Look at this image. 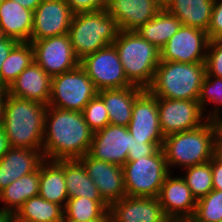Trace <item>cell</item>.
<instances>
[{
    "label": "cell",
    "instance_id": "6da1fadb",
    "mask_svg": "<svg viewBox=\"0 0 222 222\" xmlns=\"http://www.w3.org/2000/svg\"><path fill=\"white\" fill-rule=\"evenodd\" d=\"M93 132L82 112L47 106L42 155L46 160L80 159L90 149Z\"/></svg>",
    "mask_w": 222,
    "mask_h": 222
},
{
    "label": "cell",
    "instance_id": "7a4b0ae2",
    "mask_svg": "<svg viewBox=\"0 0 222 222\" xmlns=\"http://www.w3.org/2000/svg\"><path fill=\"white\" fill-rule=\"evenodd\" d=\"M221 135L222 122L207 120L195 129L165 136L162 150L168 169L210 161L220 151Z\"/></svg>",
    "mask_w": 222,
    "mask_h": 222
},
{
    "label": "cell",
    "instance_id": "3957f363",
    "mask_svg": "<svg viewBox=\"0 0 222 222\" xmlns=\"http://www.w3.org/2000/svg\"><path fill=\"white\" fill-rule=\"evenodd\" d=\"M47 105L5 92L2 127L10 147L42 149Z\"/></svg>",
    "mask_w": 222,
    "mask_h": 222
},
{
    "label": "cell",
    "instance_id": "277c9868",
    "mask_svg": "<svg viewBox=\"0 0 222 222\" xmlns=\"http://www.w3.org/2000/svg\"><path fill=\"white\" fill-rule=\"evenodd\" d=\"M205 75V62L160 61L147 89L157 98L198 100Z\"/></svg>",
    "mask_w": 222,
    "mask_h": 222
},
{
    "label": "cell",
    "instance_id": "5b68a950",
    "mask_svg": "<svg viewBox=\"0 0 222 222\" xmlns=\"http://www.w3.org/2000/svg\"><path fill=\"white\" fill-rule=\"evenodd\" d=\"M113 45L118 51L127 79L133 85L147 89L160 63V50L136 31L120 30Z\"/></svg>",
    "mask_w": 222,
    "mask_h": 222
},
{
    "label": "cell",
    "instance_id": "8992f818",
    "mask_svg": "<svg viewBox=\"0 0 222 222\" xmlns=\"http://www.w3.org/2000/svg\"><path fill=\"white\" fill-rule=\"evenodd\" d=\"M119 31L116 20L100 10L74 14L68 35L75 55L81 60L112 45Z\"/></svg>",
    "mask_w": 222,
    "mask_h": 222
},
{
    "label": "cell",
    "instance_id": "52a82bcc",
    "mask_svg": "<svg viewBox=\"0 0 222 222\" xmlns=\"http://www.w3.org/2000/svg\"><path fill=\"white\" fill-rule=\"evenodd\" d=\"M126 196L158 197L166 176L171 172L160 148L154 155L127 161L123 166Z\"/></svg>",
    "mask_w": 222,
    "mask_h": 222
},
{
    "label": "cell",
    "instance_id": "ba28073f",
    "mask_svg": "<svg viewBox=\"0 0 222 222\" xmlns=\"http://www.w3.org/2000/svg\"><path fill=\"white\" fill-rule=\"evenodd\" d=\"M98 90L85 70L75 69L51 78V95L47 106L82 112Z\"/></svg>",
    "mask_w": 222,
    "mask_h": 222
},
{
    "label": "cell",
    "instance_id": "9c48e42d",
    "mask_svg": "<svg viewBox=\"0 0 222 222\" xmlns=\"http://www.w3.org/2000/svg\"><path fill=\"white\" fill-rule=\"evenodd\" d=\"M80 66L98 91L133 86L127 79L115 46L97 50L80 60Z\"/></svg>",
    "mask_w": 222,
    "mask_h": 222
},
{
    "label": "cell",
    "instance_id": "30bf717a",
    "mask_svg": "<svg viewBox=\"0 0 222 222\" xmlns=\"http://www.w3.org/2000/svg\"><path fill=\"white\" fill-rule=\"evenodd\" d=\"M34 62L52 77L71 71L80 65L68 33L30 42Z\"/></svg>",
    "mask_w": 222,
    "mask_h": 222
},
{
    "label": "cell",
    "instance_id": "8fae6325",
    "mask_svg": "<svg viewBox=\"0 0 222 222\" xmlns=\"http://www.w3.org/2000/svg\"><path fill=\"white\" fill-rule=\"evenodd\" d=\"M158 113L164 136L195 129L208 120L198 100L158 98Z\"/></svg>",
    "mask_w": 222,
    "mask_h": 222
},
{
    "label": "cell",
    "instance_id": "7c38bea8",
    "mask_svg": "<svg viewBox=\"0 0 222 222\" xmlns=\"http://www.w3.org/2000/svg\"><path fill=\"white\" fill-rule=\"evenodd\" d=\"M209 36L206 31L184 26L160 50V61L205 62Z\"/></svg>",
    "mask_w": 222,
    "mask_h": 222
},
{
    "label": "cell",
    "instance_id": "4fadbf2b",
    "mask_svg": "<svg viewBox=\"0 0 222 222\" xmlns=\"http://www.w3.org/2000/svg\"><path fill=\"white\" fill-rule=\"evenodd\" d=\"M73 15L66 0H42L33 12L29 42L67 34Z\"/></svg>",
    "mask_w": 222,
    "mask_h": 222
},
{
    "label": "cell",
    "instance_id": "5bb4252c",
    "mask_svg": "<svg viewBox=\"0 0 222 222\" xmlns=\"http://www.w3.org/2000/svg\"><path fill=\"white\" fill-rule=\"evenodd\" d=\"M128 130L134 139L163 143L165 136L161 131L158 98L144 89L135 99Z\"/></svg>",
    "mask_w": 222,
    "mask_h": 222
},
{
    "label": "cell",
    "instance_id": "9a60e30c",
    "mask_svg": "<svg viewBox=\"0 0 222 222\" xmlns=\"http://www.w3.org/2000/svg\"><path fill=\"white\" fill-rule=\"evenodd\" d=\"M130 150L131 134L128 127L108 124L93 133L88 154L97 160L123 166Z\"/></svg>",
    "mask_w": 222,
    "mask_h": 222
},
{
    "label": "cell",
    "instance_id": "2e32d148",
    "mask_svg": "<svg viewBox=\"0 0 222 222\" xmlns=\"http://www.w3.org/2000/svg\"><path fill=\"white\" fill-rule=\"evenodd\" d=\"M78 160L108 205L126 197L122 166L97 160L88 153Z\"/></svg>",
    "mask_w": 222,
    "mask_h": 222
},
{
    "label": "cell",
    "instance_id": "e0dca14e",
    "mask_svg": "<svg viewBox=\"0 0 222 222\" xmlns=\"http://www.w3.org/2000/svg\"><path fill=\"white\" fill-rule=\"evenodd\" d=\"M162 8L156 0H105L103 11L116 20L119 30L136 31Z\"/></svg>",
    "mask_w": 222,
    "mask_h": 222
},
{
    "label": "cell",
    "instance_id": "ac0fdd59",
    "mask_svg": "<svg viewBox=\"0 0 222 222\" xmlns=\"http://www.w3.org/2000/svg\"><path fill=\"white\" fill-rule=\"evenodd\" d=\"M110 222H164L158 197H129L109 205Z\"/></svg>",
    "mask_w": 222,
    "mask_h": 222
},
{
    "label": "cell",
    "instance_id": "d6986e66",
    "mask_svg": "<svg viewBox=\"0 0 222 222\" xmlns=\"http://www.w3.org/2000/svg\"><path fill=\"white\" fill-rule=\"evenodd\" d=\"M171 173L166 176L158 195L163 212L167 218L191 219L197 200L182 176L172 177Z\"/></svg>",
    "mask_w": 222,
    "mask_h": 222
},
{
    "label": "cell",
    "instance_id": "ffe728a7",
    "mask_svg": "<svg viewBox=\"0 0 222 222\" xmlns=\"http://www.w3.org/2000/svg\"><path fill=\"white\" fill-rule=\"evenodd\" d=\"M5 91L13 97L48 105L51 95V76L33 62Z\"/></svg>",
    "mask_w": 222,
    "mask_h": 222
},
{
    "label": "cell",
    "instance_id": "44dd1931",
    "mask_svg": "<svg viewBox=\"0 0 222 222\" xmlns=\"http://www.w3.org/2000/svg\"><path fill=\"white\" fill-rule=\"evenodd\" d=\"M43 160L42 149L11 147L0 159V192L20 177L34 172Z\"/></svg>",
    "mask_w": 222,
    "mask_h": 222
},
{
    "label": "cell",
    "instance_id": "7402d4cb",
    "mask_svg": "<svg viewBox=\"0 0 222 222\" xmlns=\"http://www.w3.org/2000/svg\"><path fill=\"white\" fill-rule=\"evenodd\" d=\"M33 26V11L14 0H4L0 5V27L6 37L18 42H29Z\"/></svg>",
    "mask_w": 222,
    "mask_h": 222
},
{
    "label": "cell",
    "instance_id": "603a6c76",
    "mask_svg": "<svg viewBox=\"0 0 222 222\" xmlns=\"http://www.w3.org/2000/svg\"><path fill=\"white\" fill-rule=\"evenodd\" d=\"M144 89L133 85L127 88L98 91L108 111L110 124L128 127L136 97Z\"/></svg>",
    "mask_w": 222,
    "mask_h": 222
},
{
    "label": "cell",
    "instance_id": "cb8c5ba5",
    "mask_svg": "<svg viewBox=\"0 0 222 222\" xmlns=\"http://www.w3.org/2000/svg\"><path fill=\"white\" fill-rule=\"evenodd\" d=\"M39 196L65 208L69 197L64 178V160L44 159L40 163Z\"/></svg>",
    "mask_w": 222,
    "mask_h": 222
},
{
    "label": "cell",
    "instance_id": "d4e9b609",
    "mask_svg": "<svg viewBox=\"0 0 222 222\" xmlns=\"http://www.w3.org/2000/svg\"><path fill=\"white\" fill-rule=\"evenodd\" d=\"M215 0H169L164 8L184 26L208 30Z\"/></svg>",
    "mask_w": 222,
    "mask_h": 222
},
{
    "label": "cell",
    "instance_id": "484cf974",
    "mask_svg": "<svg viewBox=\"0 0 222 222\" xmlns=\"http://www.w3.org/2000/svg\"><path fill=\"white\" fill-rule=\"evenodd\" d=\"M40 165L32 173L20 177L0 192V209L16 213L23 203L39 195ZM5 204V205H4Z\"/></svg>",
    "mask_w": 222,
    "mask_h": 222
},
{
    "label": "cell",
    "instance_id": "4316f807",
    "mask_svg": "<svg viewBox=\"0 0 222 222\" xmlns=\"http://www.w3.org/2000/svg\"><path fill=\"white\" fill-rule=\"evenodd\" d=\"M182 22L164 7L136 32L159 50L181 28Z\"/></svg>",
    "mask_w": 222,
    "mask_h": 222
},
{
    "label": "cell",
    "instance_id": "83f0119b",
    "mask_svg": "<svg viewBox=\"0 0 222 222\" xmlns=\"http://www.w3.org/2000/svg\"><path fill=\"white\" fill-rule=\"evenodd\" d=\"M64 178L69 198L85 197L90 200L104 201L97 186L78 159L64 160Z\"/></svg>",
    "mask_w": 222,
    "mask_h": 222
},
{
    "label": "cell",
    "instance_id": "f1b7e54d",
    "mask_svg": "<svg viewBox=\"0 0 222 222\" xmlns=\"http://www.w3.org/2000/svg\"><path fill=\"white\" fill-rule=\"evenodd\" d=\"M34 62V52L30 42H18L3 62L0 73V89L6 90L12 82Z\"/></svg>",
    "mask_w": 222,
    "mask_h": 222
},
{
    "label": "cell",
    "instance_id": "f546056e",
    "mask_svg": "<svg viewBox=\"0 0 222 222\" xmlns=\"http://www.w3.org/2000/svg\"><path fill=\"white\" fill-rule=\"evenodd\" d=\"M16 214L31 222H61L64 208L38 195L26 200Z\"/></svg>",
    "mask_w": 222,
    "mask_h": 222
},
{
    "label": "cell",
    "instance_id": "4dcf8cb0",
    "mask_svg": "<svg viewBox=\"0 0 222 222\" xmlns=\"http://www.w3.org/2000/svg\"><path fill=\"white\" fill-rule=\"evenodd\" d=\"M109 208L105 201H95L83 197L69 198L64 208L68 219L90 221L100 218Z\"/></svg>",
    "mask_w": 222,
    "mask_h": 222
},
{
    "label": "cell",
    "instance_id": "1f68e13d",
    "mask_svg": "<svg viewBox=\"0 0 222 222\" xmlns=\"http://www.w3.org/2000/svg\"><path fill=\"white\" fill-rule=\"evenodd\" d=\"M198 102L205 114L207 105L214 103L215 108L209 110V114L205 115L208 120L222 122L220 107L222 106V78L205 75ZM206 105V106H205ZM220 106V107H219Z\"/></svg>",
    "mask_w": 222,
    "mask_h": 222
},
{
    "label": "cell",
    "instance_id": "d6a6232c",
    "mask_svg": "<svg viewBox=\"0 0 222 222\" xmlns=\"http://www.w3.org/2000/svg\"><path fill=\"white\" fill-rule=\"evenodd\" d=\"M185 172L182 178L197 201L213 190L211 160L187 167Z\"/></svg>",
    "mask_w": 222,
    "mask_h": 222
},
{
    "label": "cell",
    "instance_id": "836d02e7",
    "mask_svg": "<svg viewBox=\"0 0 222 222\" xmlns=\"http://www.w3.org/2000/svg\"><path fill=\"white\" fill-rule=\"evenodd\" d=\"M192 222L222 221V190L213 189L197 201Z\"/></svg>",
    "mask_w": 222,
    "mask_h": 222
},
{
    "label": "cell",
    "instance_id": "e575fe53",
    "mask_svg": "<svg viewBox=\"0 0 222 222\" xmlns=\"http://www.w3.org/2000/svg\"><path fill=\"white\" fill-rule=\"evenodd\" d=\"M82 114L93 133L102 130L110 124L108 111L103 100L98 95L86 104Z\"/></svg>",
    "mask_w": 222,
    "mask_h": 222
},
{
    "label": "cell",
    "instance_id": "d590c367",
    "mask_svg": "<svg viewBox=\"0 0 222 222\" xmlns=\"http://www.w3.org/2000/svg\"><path fill=\"white\" fill-rule=\"evenodd\" d=\"M206 75L222 78V40H210L205 59Z\"/></svg>",
    "mask_w": 222,
    "mask_h": 222
},
{
    "label": "cell",
    "instance_id": "8d00e7d4",
    "mask_svg": "<svg viewBox=\"0 0 222 222\" xmlns=\"http://www.w3.org/2000/svg\"><path fill=\"white\" fill-rule=\"evenodd\" d=\"M163 143H152L150 140L134 139L131 135V150L128 152L127 161L138 160V158L154 155Z\"/></svg>",
    "mask_w": 222,
    "mask_h": 222
},
{
    "label": "cell",
    "instance_id": "74e56055",
    "mask_svg": "<svg viewBox=\"0 0 222 222\" xmlns=\"http://www.w3.org/2000/svg\"><path fill=\"white\" fill-rule=\"evenodd\" d=\"M209 40H222V0H215L207 30Z\"/></svg>",
    "mask_w": 222,
    "mask_h": 222
},
{
    "label": "cell",
    "instance_id": "f35d334b",
    "mask_svg": "<svg viewBox=\"0 0 222 222\" xmlns=\"http://www.w3.org/2000/svg\"><path fill=\"white\" fill-rule=\"evenodd\" d=\"M73 14L103 10L105 0H66Z\"/></svg>",
    "mask_w": 222,
    "mask_h": 222
},
{
    "label": "cell",
    "instance_id": "ab89813d",
    "mask_svg": "<svg viewBox=\"0 0 222 222\" xmlns=\"http://www.w3.org/2000/svg\"><path fill=\"white\" fill-rule=\"evenodd\" d=\"M213 189L222 190V152L211 159Z\"/></svg>",
    "mask_w": 222,
    "mask_h": 222
},
{
    "label": "cell",
    "instance_id": "60d3db41",
    "mask_svg": "<svg viewBox=\"0 0 222 222\" xmlns=\"http://www.w3.org/2000/svg\"><path fill=\"white\" fill-rule=\"evenodd\" d=\"M17 43V40L10 37H5L0 41V73L3 62L7 59L10 51Z\"/></svg>",
    "mask_w": 222,
    "mask_h": 222
},
{
    "label": "cell",
    "instance_id": "b9f144b4",
    "mask_svg": "<svg viewBox=\"0 0 222 222\" xmlns=\"http://www.w3.org/2000/svg\"><path fill=\"white\" fill-rule=\"evenodd\" d=\"M8 137L6 136L4 128L0 127V159L10 149Z\"/></svg>",
    "mask_w": 222,
    "mask_h": 222
},
{
    "label": "cell",
    "instance_id": "7bdbcfd3",
    "mask_svg": "<svg viewBox=\"0 0 222 222\" xmlns=\"http://www.w3.org/2000/svg\"><path fill=\"white\" fill-rule=\"evenodd\" d=\"M61 222H84V221H77V220H73V219H68L64 215ZM86 222H110L109 210H107L100 218L93 219V220L86 221Z\"/></svg>",
    "mask_w": 222,
    "mask_h": 222
},
{
    "label": "cell",
    "instance_id": "ee69618b",
    "mask_svg": "<svg viewBox=\"0 0 222 222\" xmlns=\"http://www.w3.org/2000/svg\"><path fill=\"white\" fill-rule=\"evenodd\" d=\"M14 1L21 4L24 8L34 12V10L37 8V6L41 3L42 0H14Z\"/></svg>",
    "mask_w": 222,
    "mask_h": 222
},
{
    "label": "cell",
    "instance_id": "f6af8a7d",
    "mask_svg": "<svg viewBox=\"0 0 222 222\" xmlns=\"http://www.w3.org/2000/svg\"><path fill=\"white\" fill-rule=\"evenodd\" d=\"M12 213L13 212L0 209V222H12Z\"/></svg>",
    "mask_w": 222,
    "mask_h": 222
},
{
    "label": "cell",
    "instance_id": "bcb514c9",
    "mask_svg": "<svg viewBox=\"0 0 222 222\" xmlns=\"http://www.w3.org/2000/svg\"><path fill=\"white\" fill-rule=\"evenodd\" d=\"M5 90L0 89V127L2 126V121H3V100L5 96Z\"/></svg>",
    "mask_w": 222,
    "mask_h": 222
},
{
    "label": "cell",
    "instance_id": "7dc6e473",
    "mask_svg": "<svg viewBox=\"0 0 222 222\" xmlns=\"http://www.w3.org/2000/svg\"><path fill=\"white\" fill-rule=\"evenodd\" d=\"M164 222H192V220L184 218H167Z\"/></svg>",
    "mask_w": 222,
    "mask_h": 222
},
{
    "label": "cell",
    "instance_id": "c3c4849f",
    "mask_svg": "<svg viewBox=\"0 0 222 222\" xmlns=\"http://www.w3.org/2000/svg\"><path fill=\"white\" fill-rule=\"evenodd\" d=\"M12 222H31V221L21 218L16 213H12Z\"/></svg>",
    "mask_w": 222,
    "mask_h": 222
},
{
    "label": "cell",
    "instance_id": "681fc988",
    "mask_svg": "<svg viewBox=\"0 0 222 222\" xmlns=\"http://www.w3.org/2000/svg\"><path fill=\"white\" fill-rule=\"evenodd\" d=\"M161 6H165V4L169 1V0H156Z\"/></svg>",
    "mask_w": 222,
    "mask_h": 222
},
{
    "label": "cell",
    "instance_id": "f907efd6",
    "mask_svg": "<svg viewBox=\"0 0 222 222\" xmlns=\"http://www.w3.org/2000/svg\"><path fill=\"white\" fill-rule=\"evenodd\" d=\"M6 36L3 33V30L0 27V41L3 40Z\"/></svg>",
    "mask_w": 222,
    "mask_h": 222
},
{
    "label": "cell",
    "instance_id": "816d5d0a",
    "mask_svg": "<svg viewBox=\"0 0 222 222\" xmlns=\"http://www.w3.org/2000/svg\"><path fill=\"white\" fill-rule=\"evenodd\" d=\"M220 151L222 152V135H221V138H220Z\"/></svg>",
    "mask_w": 222,
    "mask_h": 222
}]
</instances>
